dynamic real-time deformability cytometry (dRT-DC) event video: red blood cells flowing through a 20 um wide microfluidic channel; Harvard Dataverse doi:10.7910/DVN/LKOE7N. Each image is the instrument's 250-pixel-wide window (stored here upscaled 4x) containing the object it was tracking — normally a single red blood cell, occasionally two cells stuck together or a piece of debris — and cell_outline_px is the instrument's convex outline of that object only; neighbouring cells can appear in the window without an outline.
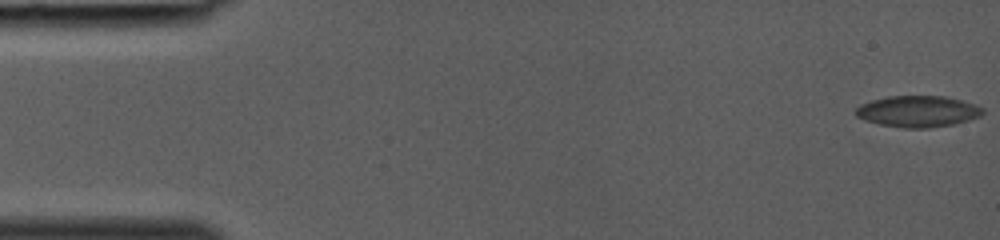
{"species": "common noctule bat (a hibernating species)", "species_latin": "Nyctalus noctula", "temperature_condition": "room temperature", "stored_images_in_passage": 39, "camera_frame_rate_fps": 3000, "um_per_image_px": 0.085, "animal": {"sex": "female", "body_mass_g": 19.0, "forearm_length_mm": 53.3}, "frame": {"image": 1, "passage_image": 1, "time_ms": 0.0, "image_size_px": [1000, 240], "cell_outline_px": [[984, 112], [980, 116], [968, 120], [952, 124], [928, 128], [904, 128], [880, 124], [864, 120], [856, 116], [856, 108], [860, 104], [872, 100], [888, 96], [944, 96], [976, 104], [984, 108]], "centroid_in_image_um": [78.02, 9.46], "position_along_channel_um": 7.0, "area_um2": 23.12}}
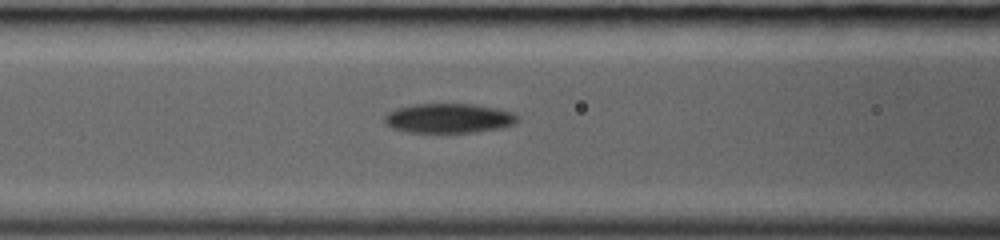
{"frame": {"image": 2, "passage_image": 17, "time_ms": 5.333, "image_size_px": [1000, 240], "cell_outline_px": [[516, 124], [500, 128], [476, 132], [408, 132], [392, 128], [384, 120], [384, 116], [388, 112], [396, 108], [416, 104], [472, 104], [496, 108], [512, 112], [516, 116]], "centroid_in_image_um": [38.13, 10.05], "position_along_channel_um": 128.5, "area_um2": 22.72}}
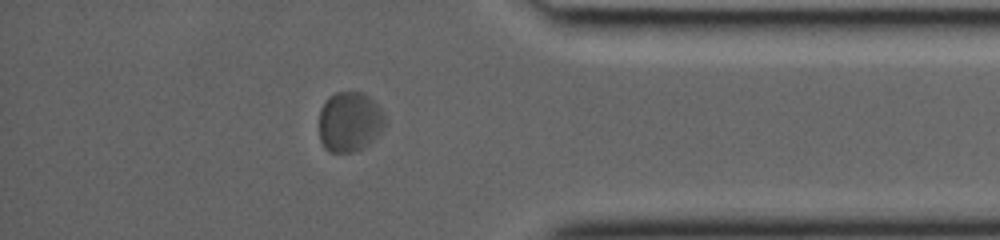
{"frame": {"image": 3, "passage_image": 34, "time_ms": 11.0, "image_size_px": [1000, 240], "cell_outline_px": [[388, 124], [372, 140], [360, 148], [352, 152], [328, 152], [324, 148], [320, 140], [320, 108], [324, 100], [328, 96], [336, 92], [364, 92], [380, 108], [388, 120]], "centroid_in_image_um": [29.72, 10.33], "position_along_channel_um": 405.5, "area_um2": 23.24}}